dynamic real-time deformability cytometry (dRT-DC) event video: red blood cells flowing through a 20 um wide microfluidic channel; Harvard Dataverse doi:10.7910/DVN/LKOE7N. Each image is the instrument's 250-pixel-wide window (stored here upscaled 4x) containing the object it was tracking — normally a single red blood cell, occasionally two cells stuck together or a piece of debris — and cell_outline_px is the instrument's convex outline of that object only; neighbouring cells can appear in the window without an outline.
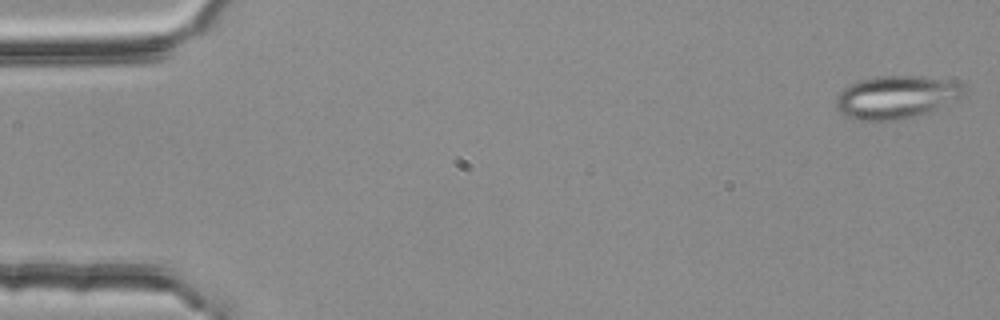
{"species": "common noctule bat (a hibernating species)", "species_latin": "Nyctalus noctula", "temperature_condition": "room temperature", "stored_images_in_passage": 4, "camera_frame_rate_fps": 3000, "um_per_image_px": 0.085, "animal": {"sex": "female", "body_mass_g": 25.1}, "frame": {"image": 1, "passage_image": 4, "time_ms": 1.0, "image_size_px": [1000, 320], "cell_outline_px": [[968, 92], [956, 100], [928, 112], [916, 116], [896, 120], [852, 120], [844, 116], [836, 108], [836, 96], [844, 88], [860, 80], [876, 76], [920, 76], [956, 80], [968, 88]], "centroid_in_image_um": [76.22, 8.25], "position_along_channel_um": 8.8, "area_um2": 32.37}}